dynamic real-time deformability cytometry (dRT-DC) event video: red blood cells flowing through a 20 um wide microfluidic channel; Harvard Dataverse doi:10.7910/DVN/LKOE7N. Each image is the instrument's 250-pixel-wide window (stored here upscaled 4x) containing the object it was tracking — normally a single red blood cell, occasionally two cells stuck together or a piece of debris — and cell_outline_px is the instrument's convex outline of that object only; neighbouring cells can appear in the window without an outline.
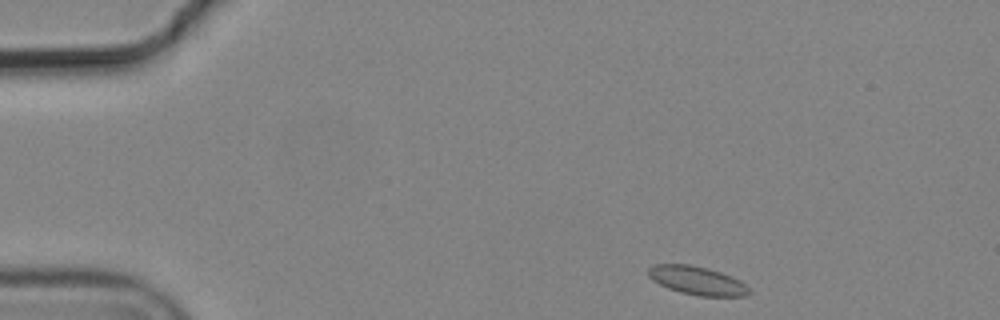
{"species": "common noctule bat (a hibernating species)", "species_latin": "Nyctalus noctula", "temperature_condition": "cold", "stored_images_in_passage": 7, "camera_frame_rate_fps": 3000, "um_per_image_px": 0.085, "animal": {"sex": "male", "body_mass_g": 19.2, "forearm_length_mm": 51.8}, "frame": {"image": 1, "passage_image": 1, "time_ms": 0.0, "image_size_px": [1000, 320], "cell_outline_px": [[752, 292], [748, 296], [700, 296], [680, 292], [668, 288], [652, 280], [648, 276], [648, 268], [656, 264], [688, 264], [708, 268], [720, 272], [740, 280]], "centroid_in_image_um": [59.26, 23.85], "position_along_channel_um": 25.7, "area_um2": 16.7}}
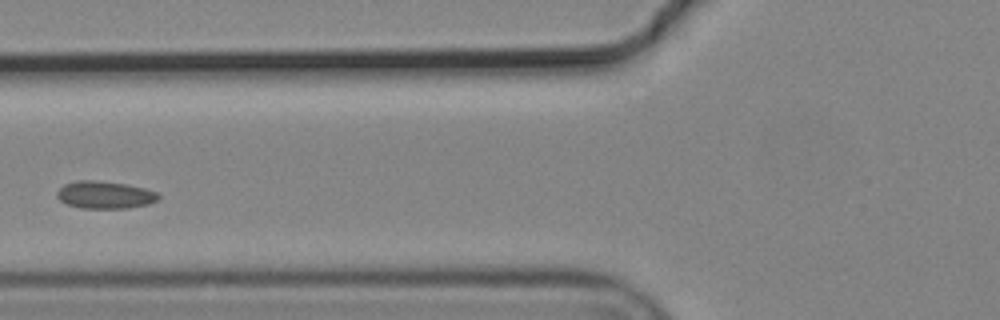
{"frame": {"image": 2, "passage_image": 4, "time_ms": 1.0, "image_size_px": [1000, 320], "cell_outline_px": [[160, 196], [156, 200], [148, 204], [128, 208], [80, 208], [68, 204], [60, 200], [56, 196], [56, 192], [64, 184], [76, 180], [96, 180], [128, 184], [144, 188], [156, 192]], "centroid_in_image_um": [8.89, 16.55], "position_along_channel_um": 116.9, "area_um2": 16.24}}
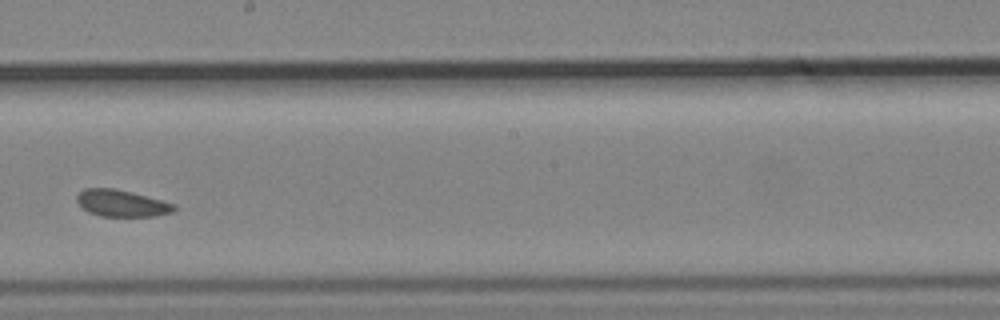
{"frame": {"image": 3, "passage_image": 7, "time_ms": 2.0, "image_size_px": [1000, 320], "cell_outline_px": [[176, 208], [172, 212], [156, 216], [100, 216], [88, 212], [76, 200], [76, 196], [84, 188], [116, 188], [132, 192], [176, 204]], "centroid_in_image_um": [10.35, 17.27], "position_along_channel_um": 237.9, "area_um2": 15.14}}